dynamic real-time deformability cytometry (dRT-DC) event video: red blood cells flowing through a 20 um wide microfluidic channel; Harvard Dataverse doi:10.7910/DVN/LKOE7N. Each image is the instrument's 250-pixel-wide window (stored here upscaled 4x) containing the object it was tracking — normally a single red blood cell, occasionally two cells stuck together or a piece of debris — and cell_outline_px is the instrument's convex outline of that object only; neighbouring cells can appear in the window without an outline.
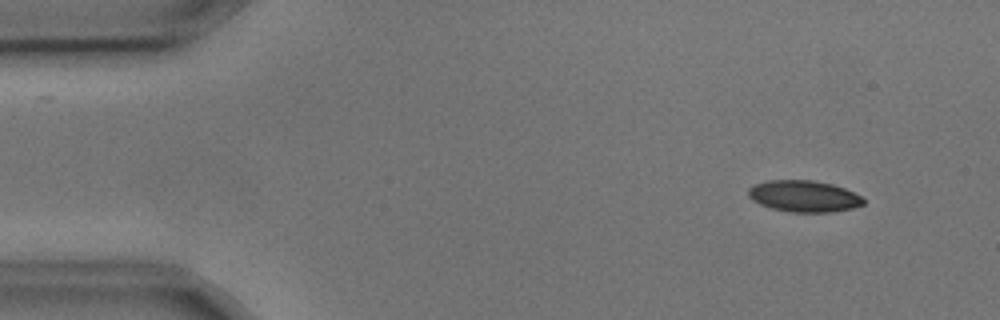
{"species": "common noctule bat (a hibernating species)", "species_latin": "Nyctalus noctula", "temperature_condition": "cold", "stored_images_in_passage": 3, "camera_frame_rate_fps": 3000, "um_per_image_px": 0.085, "animal": {"sex": "male", "body_mass_g": 17.9, "forearm_length_mm": 54.2}, "frame": {"image": 1, "passage_image": 1, "time_ms": 0.0, "image_size_px": [1000, 320], "cell_outline_px": [[864, 204], [852, 208], [832, 212], [792, 212], [772, 208], [760, 204], [752, 200], [748, 196], [748, 188], [756, 184], [768, 180], [812, 180], [832, 184], [844, 188], [860, 196], [864, 200]], "centroid_in_image_um": [68.32, 16.67], "position_along_channel_um": 16.7, "area_um2": 20.98}}